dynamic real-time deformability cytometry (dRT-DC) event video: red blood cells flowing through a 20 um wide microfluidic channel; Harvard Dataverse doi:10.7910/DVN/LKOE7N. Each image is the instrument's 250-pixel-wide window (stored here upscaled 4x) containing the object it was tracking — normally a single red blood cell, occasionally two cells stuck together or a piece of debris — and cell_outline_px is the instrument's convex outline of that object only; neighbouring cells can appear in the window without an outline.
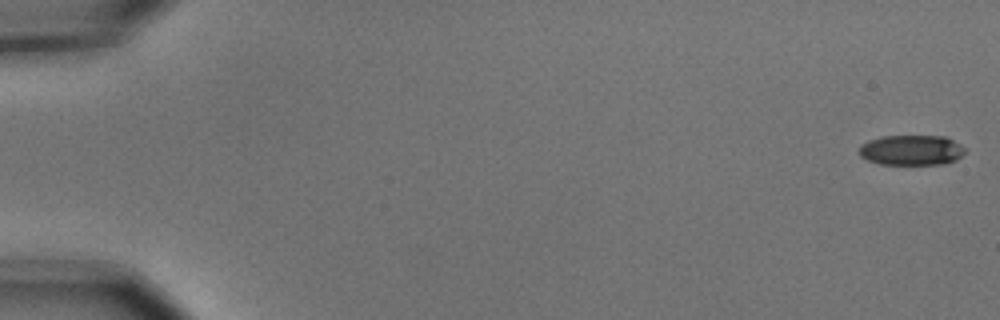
{"species": "common noctule bat (a hibernating species)", "species_latin": "Nyctalus noctula", "temperature_condition": "cold", "stored_images_in_passage": 9, "camera_frame_rate_fps": 3000, "um_per_image_px": 0.085, "animal": {"sex": "male", "body_mass_g": 15.6}, "frame": {"image": 1, "passage_image": 1, "time_ms": 0.0, "image_size_px": [1000, 320], "cell_outline_px": [[964, 152], [956, 160], [944, 164], [880, 164], [868, 160], [860, 156], [860, 144], [868, 140], [884, 136], [944, 136], [960, 144], [964, 148]], "centroid_in_image_um": [77.46, 12.76], "position_along_channel_um": 7.5, "area_um2": 18.55}}
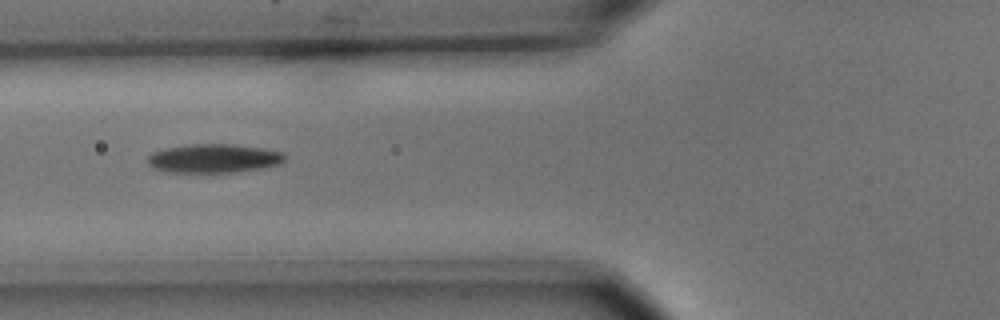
{"frame": {"image": 2, "passage_image": 7, "time_ms": 2.0, "image_size_px": [1000, 320], "cell_outline_px": [[284, 160], [280, 164], [264, 168], [236, 172], [168, 172], [152, 168], [148, 164], [148, 156], [152, 152], [168, 148], [188, 144], [236, 144], [284, 152]], "centroid_in_image_um": [18.17, 13.46], "position_along_channel_um": 107.6, "area_um2": 23.06}}
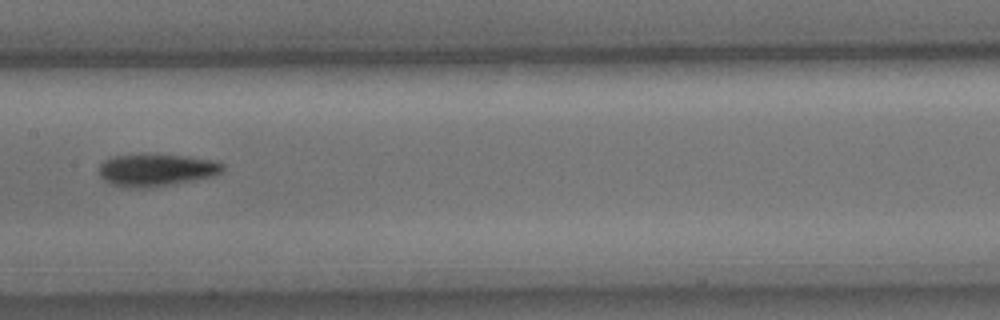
{"frame": {"image": 3, "passage_image": 9, "time_ms": 2.667, "image_size_px": [1000, 320], "cell_outline_px": [[224, 172], [212, 176], [172, 184], [148, 188], [128, 188], [112, 184], [104, 180], [100, 176], [100, 164], [104, 160], [112, 156], [140, 152], [184, 156], [212, 160], [224, 164]], "centroid_in_image_um": [13.25, 14.42], "position_along_channel_um": 194.2, "area_um2": 23.76}}